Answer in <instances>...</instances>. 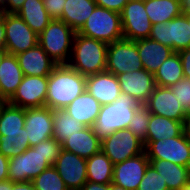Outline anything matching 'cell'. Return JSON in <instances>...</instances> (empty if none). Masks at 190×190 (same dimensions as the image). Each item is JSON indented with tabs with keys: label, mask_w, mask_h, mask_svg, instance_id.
Segmentation results:
<instances>
[{
	"label": "cell",
	"mask_w": 190,
	"mask_h": 190,
	"mask_svg": "<svg viewBox=\"0 0 190 190\" xmlns=\"http://www.w3.org/2000/svg\"><path fill=\"white\" fill-rule=\"evenodd\" d=\"M62 149L61 143L51 137L29 147L17 157L9 158V180L11 182L32 181L42 171L54 165Z\"/></svg>",
	"instance_id": "6da1fadb"
},
{
	"label": "cell",
	"mask_w": 190,
	"mask_h": 190,
	"mask_svg": "<svg viewBox=\"0 0 190 190\" xmlns=\"http://www.w3.org/2000/svg\"><path fill=\"white\" fill-rule=\"evenodd\" d=\"M86 90V76L68 64L57 65L48 76L45 106L52 109L66 108Z\"/></svg>",
	"instance_id": "7a4b0ae2"
},
{
	"label": "cell",
	"mask_w": 190,
	"mask_h": 190,
	"mask_svg": "<svg viewBox=\"0 0 190 190\" xmlns=\"http://www.w3.org/2000/svg\"><path fill=\"white\" fill-rule=\"evenodd\" d=\"M108 44L76 32L68 65L81 75L89 76L106 71Z\"/></svg>",
	"instance_id": "3957f363"
},
{
	"label": "cell",
	"mask_w": 190,
	"mask_h": 190,
	"mask_svg": "<svg viewBox=\"0 0 190 190\" xmlns=\"http://www.w3.org/2000/svg\"><path fill=\"white\" fill-rule=\"evenodd\" d=\"M141 104L129 95L121 94L114 102L102 105L93 125L94 132L102 140L118 130L127 129L135 110Z\"/></svg>",
	"instance_id": "277c9868"
},
{
	"label": "cell",
	"mask_w": 190,
	"mask_h": 190,
	"mask_svg": "<svg viewBox=\"0 0 190 190\" xmlns=\"http://www.w3.org/2000/svg\"><path fill=\"white\" fill-rule=\"evenodd\" d=\"M76 32L60 19H53L38 35V44L58 65L68 64Z\"/></svg>",
	"instance_id": "5b68a950"
},
{
	"label": "cell",
	"mask_w": 190,
	"mask_h": 190,
	"mask_svg": "<svg viewBox=\"0 0 190 190\" xmlns=\"http://www.w3.org/2000/svg\"><path fill=\"white\" fill-rule=\"evenodd\" d=\"M77 33L106 44L122 39L121 13L96 6Z\"/></svg>",
	"instance_id": "8992f818"
},
{
	"label": "cell",
	"mask_w": 190,
	"mask_h": 190,
	"mask_svg": "<svg viewBox=\"0 0 190 190\" xmlns=\"http://www.w3.org/2000/svg\"><path fill=\"white\" fill-rule=\"evenodd\" d=\"M149 38L171 47L174 52L188 49L190 47V25L187 13H182L168 22L153 24Z\"/></svg>",
	"instance_id": "52a82bcc"
},
{
	"label": "cell",
	"mask_w": 190,
	"mask_h": 190,
	"mask_svg": "<svg viewBox=\"0 0 190 190\" xmlns=\"http://www.w3.org/2000/svg\"><path fill=\"white\" fill-rule=\"evenodd\" d=\"M136 41L126 38L109 43L107 47L106 71L114 75L142 70Z\"/></svg>",
	"instance_id": "ba28073f"
},
{
	"label": "cell",
	"mask_w": 190,
	"mask_h": 190,
	"mask_svg": "<svg viewBox=\"0 0 190 190\" xmlns=\"http://www.w3.org/2000/svg\"><path fill=\"white\" fill-rule=\"evenodd\" d=\"M143 145L148 159L167 160L190 167V141L184 133L178 137L145 141Z\"/></svg>",
	"instance_id": "9c48e42d"
},
{
	"label": "cell",
	"mask_w": 190,
	"mask_h": 190,
	"mask_svg": "<svg viewBox=\"0 0 190 190\" xmlns=\"http://www.w3.org/2000/svg\"><path fill=\"white\" fill-rule=\"evenodd\" d=\"M101 150L113 164H117L143 153L144 145L131 130L122 129L103 138Z\"/></svg>",
	"instance_id": "30bf717a"
},
{
	"label": "cell",
	"mask_w": 190,
	"mask_h": 190,
	"mask_svg": "<svg viewBox=\"0 0 190 190\" xmlns=\"http://www.w3.org/2000/svg\"><path fill=\"white\" fill-rule=\"evenodd\" d=\"M5 49L18 55L38 44V35L16 13L4 12Z\"/></svg>",
	"instance_id": "8fae6325"
},
{
	"label": "cell",
	"mask_w": 190,
	"mask_h": 190,
	"mask_svg": "<svg viewBox=\"0 0 190 190\" xmlns=\"http://www.w3.org/2000/svg\"><path fill=\"white\" fill-rule=\"evenodd\" d=\"M123 36L131 41L149 38L152 24L145 11V0H129L121 12Z\"/></svg>",
	"instance_id": "7c38bea8"
},
{
	"label": "cell",
	"mask_w": 190,
	"mask_h": 190,
	"mask_svg": "<svg viewBox=\"0 0 190 190\" xmlns=\"http://www.w3.org/2000/svg\"><path fill=\"white\" fill-rule=\"evenodd\" d=\"M48 76L24 75L16 92L7 101L9 104L23 109L45 106Z\"/></svg>",
	"instance_id": "4fadbf2b"
},
{
	"label": "cell",
	"mask_w": 190,
	"mask_h": 190,
	"mask_svg": "<svg viewBox=\"0 0 190 190\" xmlns=\"http://www.w3.org/2000/svg\"><path fill=\"white\" fill-rule=\"evenodd\" d=\"M53 167L68 190H80L87 182L86 159L62 149Z\"/></svg>",
	"instance_id": "5bb4252c"
},
{
	"label": "cell",
	"mask_w": 190,
	"mask_h": 190,
	"mask_svg": "<svg viewBox=\"0 0 190 190\" xmlns=\"http://www.w3.org/2000/svg\"><path fill=\"white\" fill-rule=\"evenodd\" d=\"M150 164L146 152L114 164L112 183L126 190H137Z\"/></svg>",
	"instance_id": "9a60e30c"
},
{
	"label": "cell",
	"mask_w": 190,
	"mask_h": 190,
	"mask_svg": "<svg viewBox=\"0 0 190 190\" xmlns=\"http://www.w3.org/2000/svg\"><path fill=\"white\" fill-rule=\"evenodd\" d=\"M24 128L30 147L53 137V110L46 106L25 109Z\"/></svg>",
	"instance_id": "2e32d148"
},
{
	"label": "cell",
	"mask_w": 190,
	"mask_h": 190,
	"mask_svg": "<svg viewBox=\"0 0 190 190\" xmlns=\"http://www.w3.org/2000/svg\"><path fill=\"white\" fill-rule=\"evenodd\" d=\"M121 94L129 95L143 105L156 87L154 75L145 69L117 75Z\"/></svg>",
	"instance_id": "e0dca14e"
},
{
	"label": "cell",
	"mask_w": 190,
	"mask_h": 190,
	"mask_svg": "<svg viewBox=\"0 0 190 190\" xmlns=\"http://www.w3.org/2000/svg\"><path fill=\"white\" fill-rule=\"evenodd\" d=\"M151 114L160 115L176 121H184L187 113L180 105L169 87L157 86L143 104Z\"/></svg>",
	"instance_id": "ac0fdd59"
},
{
	"label": "cell",
	"mask_w": 190,
	"mask_h": 190,
	"mask_svg": "<svg viewBox=\"0 0 190 190\" xmlns=\"http://www.w3.org/2000/svg\"><path fill=\"white\" fill-rule=\"evenodd\" d=\"M86 90L101 105L110 104L121 95L117 76L107 71L86 76Z\"/></svg>",
	"instance_id": "d6986e66"
},
{
	"label": "cell",
	"mask_w": 190,
	"mask_h": 190,
	"mask_svg": "<svg viewBox=\"0 0 190 190\" xmlns=\"http://www.w3.org/2000/svg\"><path fill=\"white\" fill-rule=\"evenodd\" d=\"M16 58L23 74L28 76H49L58 65L39 44L19 53Z\"/></svg>",
	"instance_id": "ffe728a7"
},
{
	"label": "cell",
	"mask_w": 190,
	"mask_h": 190,
	"mask_svg": "<svg viewBox=\"0 0 190 190\" xmlns=\"http://www.w3.org/2000/svg\"><path fill=\"white\" fill-rule=\"evenodd\" d=\"M143 69L153 75L162 63L174 53L173 49L150 38L136 41Z\"/></svg>",
	"instance_id": "44dd1931"
},
{
	"label": "cell",
	"mask_w": 190,
	"mask_h": 190,
	"mask_svg": "<svg viewBox=\"0 0 190 190\" xmlns=\"http://www.w3.org/2000/svg\"><path fill=\"white\" fill-rule=\"evenodd\" d=\"M61 145L64 150L88 159L101 150V139L94 132L93 127H86L82 131L68 136Z\"/></svg>",
	"instance_id": "7402d4cb"
},
{
	"label": "cell",
	"mask_w": 190,
	"mask_h": 190,
	"mask_svg": "<svg viewBox=\"0 0 190 190\" xmlns=\"http://www.w3.org/2000/svg\"><path fill=\"white\" fill-rule=\"evenodd\" d=\"M23 77L16 56L7 54L0 65V98L8 101L16 92Z\"/></svg>",
	"instance_id": "603a6c76"
},
{
	"label": "cell",
	"mask_w": 190,
	"mask_h": 190,
	"mask_svg": "<svg viewBox=\"0 0 190 190\" xmlns=\"http://www.w3.org/2000/svg\"><path fill=\"white\" fill-rule=\"evenodd\" d=\"M101 106L99 101L85 90L64 109L71 117H74L86 127H93Z\"/></svg>",
	"instance_id": "cb8c5ba5"
},
{
	"label": "cell",
	"mask_w": 190,
	"mask_h": 190,
	"mask_svg": "<svg viewBox=\"0 0 190 190\" xmlns=\"http://www.w3.org/2000/svg\"><path fill=\"white\" fill-rule=\"evenodd\" d=\"M149 162L161 175L169 190H180L190 180V167L167 160L149 159Z\"/></svg>",
	"instance_id": "d4e9b609"
},
{
	"label": "cell",
	"mask_w": 190,
	"mask_h": 190,
	"mask_svg": "<svg viewBox=\"0 0 190 190\" xmlns=\"http://www.w3.org/2000/svg\"><path fill=\"white\" fill-rule=\"evenodd\" d=\"M24 22L39 35L53 20L47 13L43 0H23L16 13Z\"/></svg>",
	"instance_id": "484cf974"
},
{
	"label": "cell",
	"mask_w": 190,
	"mask_h": 190,
	"mask_svg": "<svg viewBox=\"0 0 190 190\" xmlns=\"http://www.w3.org/2000/svg\"><path fill=\"white\" fill-rule=\"evenodd\" d=\"M96 6L94 0H66L60 20L64 21L75 32H78Z\"/></svg>",
	"instance_id": "4316f807"
},
{
	"label": "cell",
	"mask_w": 190,
	"mask_h": 190,
	"mask_svg": "<svg viewBox=\"0 0 190 190\" xmlns=\"http://www.w3.org/2000/svg\"><path fill=\"white\" fill-rule=\"evenodd\" d=\"M183 122L151 114L146 141H157L181 136L183 134Z\"/></svg>",
	"instance_id": "83f0119b"
},
{
	"label": "cell",
	"mask_w": 190,
	"mask_h": 190,
	"mask_svg": "<svg viewBox=\"0 0 190 190\" xmlns=\"http://www.w3.org/2000/svg\"><path fill=\"white\" fill-rule=\"evenodd\" d=\"M113 169L114 164L102 150L86 159L87 181L111 184Z\"/></svg>",
	"instance_id": "f1b7e54d"
},
{
	"label": "cell",
	"mask_w": 190,
	"mask_h": 190,
	"mask_svg": "<svg viewBox=\"0 0 190 190\" xmlns=\"http://www.w3.org/2000/svg\"><path fill=\"white\" fill-rule=\"evenodd\" d=\"M145 11L153 25L180 16L182 4L181 0H145Z\"/></svg>",
	"instance_id": "f546056e"
},
{
	"label": "cell",
	"mask_w": 190,
	"mask_h": 190,
	"mask_svg": "<svg viewBox=\"0 0 190 190\" xmlns=\"http://www.w3.org/2000/svg\"><path fill=\"white\" fill-rule=\"evenodd\" d=\"M183 78V67L178 52L170 55L154 74L155 84L161 87L172 86Z\"/></svg>",
	"instance_id": "4dcf8cb0"
},
{
	"label": "cell",
	"mask_w": 190,
	"mask_h": 190,
	"mask_svg": "<svg viewBox=\"0 0 190 190\" xmlns=\"http://www.w3.org/2000/svg\"><path fill=\"white\" fill-rule=\"evenodd\" d=\"M85 128L83 123L71 117L65 109L53 110V138L59 143Z\"/></svg>",
	"instance_id": "1f68e13d"
},
{
	"label": "cell",
	"mask_w": 190,
	"mask_h": 190,
	"mask_svg": "<svg viewBox=\"0 0 190 190\" xmlns=\"http://www.w3.org/2000/svg\"><path fill=\"white\" fill-rule=\"evenodd\" d=\"M30 147L27 131L0 132V153L7 158L17 157Z\"/></svg>",
	"instance_id": "d6a6232c"
},
{
	"label": "cell",
	"mask_w": 190,
	"mask_h": 190,
	"mask_svg": "<svg viewBox=\"0 0 190 190\" xmlns=\"http://www.w3.org/2000/svg\"><path fill=\"white\" fill-rule=\"evenodd\" d=\"M25 126V109L6 102L0 113V132L22 131Z\"/></svg>",
	"instance_id": "836d02e7"
},
{
	"label": "cell",
	"mask_w": 190,
	"mask_h": 190,
	"mask_svg": "<svg viewBox=\"0 0 190 190\" xmlns=\"http://www.w3.org/2000/svg\"><path fill=\"white\" fill-rule=\"evenodd\" d=\"M32 182L36 190H68L53 166L42 171Z\"/></svg>",
	"instance_id": "e575fe53"
},
{
	"label": "cell",
	"mask_w": 190,
	"mask_h": 190,
	"mask_svg": "<svg viewBox=\"0 0 190 190\" xmlns=\"http://www.w3.org/2000/svg\"><path fill=\"white\" fill-rule=\"evenodd\" d=\"M150 115L151 113L149 110L144 105H140L135 110L132 120L127 128L128 130H131L143 144L146 141Z\"/></svg>",
	"instance_id": "d590c367"
},
{
	"label": "cell",
	"mask_w": 190,
	"mask_h": 190,
	"mask_svg": "<svg viewBox=\"0 0 190 190\" xmlns=\"http://www.w3.org/2000/svg\"><path fill=\"white\" fill-rule=\"evenodd\" d=\"M137 190H169L166 182L161 175L153 168L151 164L148 165L145 175L138 185Z\"/></svg>",
	"instance_id": "8d00e7d4"
},
{
	"label": "cell",
	"mask_w": 190,
	"mask_h": 190,
	"mask_svg": "<svg viewBox=\"0 0 190 190\" xmlns=\"http://www.w3.org/2000/svg\"><path fill=\"white\" fill-rule=\"evenodd\" d=\"M169 88L175 94L185 112L190 113V79L184 77L181 81L169 86Z\"/></svg>",
	"instance_id": "74e56055"
},
{
	"label": "cell",
	"mask_w": 190,
	"mask_h": 190,
	"mask_svg": "<svg viewBox=\"0 0 190 190\" xmlns=\"http://www.w3.org/2000/svg\"><path fill=\"white\" fill-rule=\"evenodd\" d=\"M44 7L52 19H61L66 0H43Z\"/></svg>",
	"instance_id": "f35d334b"
},
{
	"label": "cell",
	"mask_w": 190,
	"mask_h": 190,
	"mask_svg": "<svg viewBox=\"0 0 190 190\" xmlns=\"http://www.w3.org/2000/svg\"><path fill=\"white\" fill-rule=\"evenodd\" d=\"M97 6L121 13L129 0H94Z\"/></svg>",
	"instance_id": "ab89813d"
},
{
	"label": "cell",
	"mask_w": 190,
	"mask_h": 190,
	"mask_svg": "<svg viewBox=\"0 0 190 190\" xmlns=\"http://www.w3.org/2000/svg\"><path fill=\"white\" fill-rule=\"evenodd\" d=\"M181 58L184 77L190 79V47L178 52Z\"/></svg>",
	"instance_id": "60d3db41"
},
{
	"label": "cell",
	"mask_w": 190,
	"mask_h": 190,
	"mask_svg": "<svg viewBox=\"0 0 190 190\" xmlns=\"http://www.w3.org/2000/svg\"><path fill=\"white\" fill-rule=\"evenodd\" d=\"M23 0H3L2 4V12L5 13H17V11L21 8Z\"/></svg>",
	"instance_id": "b9f144b4"
},
{
	"label": "cell",
	"mask_w": 190,
	"mask_h": 190,
	"mask_svg": "<svg viewBox=\"0 0 190 190\" xmlns=\"http://www.w3.org/2000/svg\"><path fill=\"white\" fill-rule=\"evenodd\" d=\"M9 158L0 153V182L9 180Z\"/></svg>",
	"instance_id": "7bdbcfd3"
},
{
	"label": "cell",
	"mask_w": 190,
	"mask_h": 190,
	"mask_svg": "<svg viewBox=\"0 0 190 190\" xmlns=\"http://www.w3.org/2000/svg\"><path fill=\"white\" fill-rule=\"evenodd\" d=\"M80 190H109V184H98L87 181Z\"/></svg>",
	"instance_id": "ee69618b"
},
{
	"label": "cell",
	"mask_w": 190,
	"mask_h": 190,
	"mask_svg": "<svg viewBox=\"0 0 190 190\" xmlns=\"http://www.w3.org/2000/svg\"><path fill=\"white\" fill-rule=\"evenodd\" d=\"M12 190H36L32 181L12 182Z\"/></svg>",
	"instance_id": "f6af8a7d"
},
{
	"label": "cell",
	"mask_w": 190,
	"mask_h": 190,
	"mask_svg": "<svg viewBox=\"0 0 190 190\" xmlns=\"http://www.w3.org/2000/svg\"><path fill=\"white\" fill-rule=\"evenodd\" d=\"M0 49H5L4 12L0 14Z\"/></svg>",
	"instance_id": "bcb514c9"
},
{
	"label": "cell",
	"mask_w": 190,
	"mask_h": 190,
	"mask_svg": "<svg viewBox=\"0 0 190 190\" xmlns=\"http://www.w3.org/2000/svg\"><path fill=\"white\" fill-rule=\"evenodd\" d=\"M183 133L185 137L190 141V113H187L183 122Z\"/></svg>",
	"instance_id": "7dc6e473"
},
{
	"label": "cell",
	"mask_w": 190,
	"mask_h": 190,
	"mask_svg": "<svg viewBox=\"0 0 190 190\" xmlns=\"http://www.w3.org/2000/svg\"><path fill=\"white\" fill-rule=\"evenodd\" d=\"M182 13H190V0H181Z\"/></svg>",
	"instance_id": "c3c4849f"
},
{
	"label": "cell",
	"mask_w": 190,
	"mask_h": 190,
	"mask_svg": "<svg viewBox=\"0 0 190 190\" xmlns=\"http://www.w3.org/2000/svg\"><path fill=\"white\" fill-rule=\"evenodd\" d=\"M0 190H12V182L10 180L0 182Z\"/></svg>",
	"instance_id": "681fc988"
},
{
	"label": "cell",
	"mask_w": 190,
	"mask_h": 190,
	"mask_svg": "<svg viewBox=\"0 0 190 190\" xmlns=\"http://www.w3.org/2000/svg\"><path fill=\"white\" fill-rule=\"evenodd\" d=\"M109 190H126V189H124L123 187L118 186L114 183H111V184H109Z\"/></svg>",
	"instance_id": "f907efd6"
},
{
	"label": "cell",
	"mask_w": 190,
	"mask_h": 190,
	"mask_svg": "<svg viewBox=\"0 0 190 190\" xmlns=\"http://www.w3.org/2000/svg\"><path fill=\"white\" fill-rule=\"evenodd\" d=\"M8 54L6 49H0V65L2 63L3 58Z\"/></svg>",
	"instance_id": "816d5d0a"
},
{
	"label": "cell",
	"mask_w": 190,
	"mask_h": 190,
	"mask_svg": "<svg viewBox=\"0 0 190 190\" xmlns=\"http://www.w3.org/2000/svg\"><path fill=\"white\" fill-rule=\"evenodd\" d=\"M180 190H190V180Z\"/></svg>",
	"instance_id": "f5cc1de1"
},
{
	"label": "cell",
	"mask_w": 190,
	"mask_h": 190,
	"mask_svg": "<svg viewBox=\"0 0 190 190\" xmlns=\"http://www.w3.org/2000/svg\"><path fill=\"white\" fill-rule=\"evenodd\" d=\"M7 101L3 100L0 98V113H1V108L2 106L6 103Z\"/></svg>",
	"instance_id": "db71d44e"
},
{
	"label": "cell",
	"mask_w": 190,
	"mask_h": 190,
	"mask_svg": "<svg viewBox=\"0 0 190 190\" xmlns=\"http://www.w3.org/2000/svg\"><path fill=\"white\" fill-rule=\"evenodd\" d=\"M187 20H188V23L190 25V13H187Z\"/></svg>",
	"instance_id": "11a10c76"
},
{
	"label": "cell",
	"mask_w": 190,
	"mask_h": 190,
	"mask_svg": "<svg viewBox=\"0 0 190 190\" xmlns=\"http://www.w3.org/2000/svg\"><path fill=\"white\" fill-rule=\"evenodd\" d=\"M0 14H3L1 1H0Z\"/></svg>",
	"instance_id": "9f6ffc18"
}]
</instances>
